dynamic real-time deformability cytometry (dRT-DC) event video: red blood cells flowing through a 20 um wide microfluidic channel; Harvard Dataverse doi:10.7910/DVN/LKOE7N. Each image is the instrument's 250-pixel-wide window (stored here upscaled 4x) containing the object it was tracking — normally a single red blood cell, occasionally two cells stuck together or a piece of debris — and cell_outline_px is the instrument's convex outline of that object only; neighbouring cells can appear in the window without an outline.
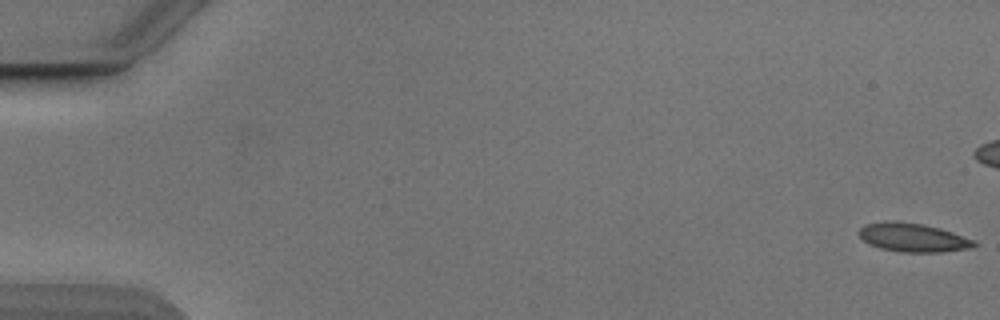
{"species": "Egyptian fruit bat (a non-hibernating species)", "species_latin": "Rousettus aegyptiacus", "temperature_condition": "cold", "stored_images_in_passage": 46, "camera_frame_rate_fps": 3000, "um_per_image_px": 0.085, "animal": {"sex": "male"}, "frame": {"image": 1, "passage_image": 1, "time_ms": 0.0, "image_size_px": [1000, 320], "cell_outline_px": [[976, 244], [972, 248], [944, 252], [900, 252], [880, 248], [868, 244], [856, 232], [864, 224], [884, 220], [892, 220], [924, 224], [940, 228], [976, 240]], "centroid_in_image_um": [77.58, 20.18], "position_along_channel_um": 7.4, "area_um2": 19.59}}
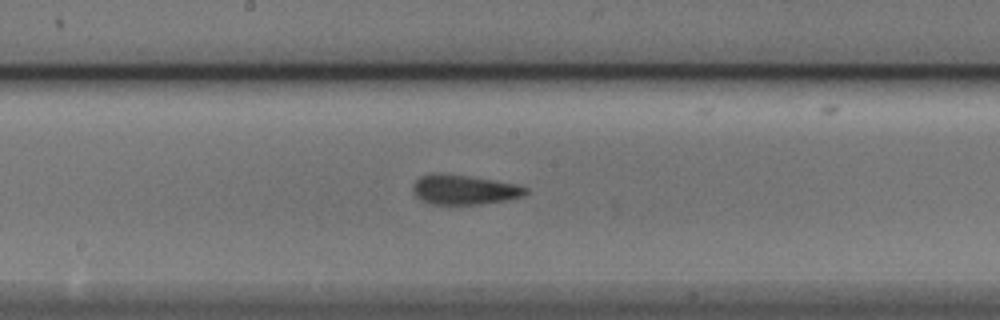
{"frame": {"image": 2, "passage_image": 29, "time_ms": 9.333, "image_size_px": [1000, 320], "cell_outline_px": [[528, 192], [524, 196], [508, 200], [480, 204], [432, 204], [420, 200], [412, 192], [412, 184], [420, 176], [432, 172], [440, 172], [468, 176], [516, 184], [528, 188]], "centroid_in_image_um": [39.41, 16.11], "position_along_channel_um": 208.8, "area_um2": 19.77}}
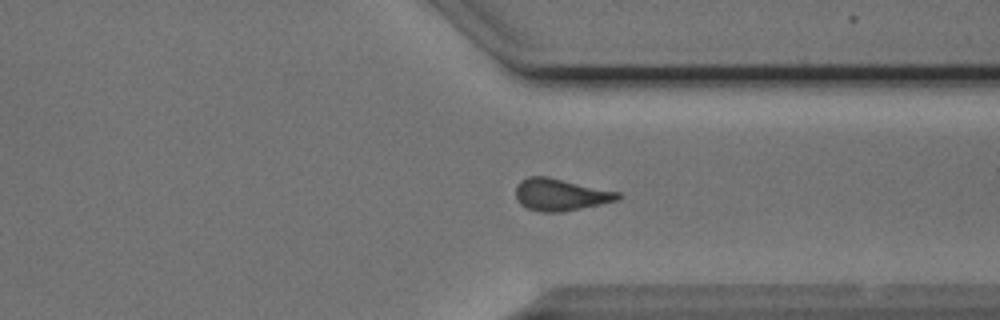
{"frame": {"image": 3, "passage_image": 41, "time_ms": 13.333, "image_size_px": [1000, 320], "cell_outline_px": [[620, 200], [564, 212], [540, 212], [528, 208], [520, 204], [516, 196], [516, 184], [520, 180], [528, 176], [548, 176], [620, 192]], "centroid_in_image_um": [47.64, 16.54], "position_along_channel_um": 363.8, "area_um2": 19.31}}